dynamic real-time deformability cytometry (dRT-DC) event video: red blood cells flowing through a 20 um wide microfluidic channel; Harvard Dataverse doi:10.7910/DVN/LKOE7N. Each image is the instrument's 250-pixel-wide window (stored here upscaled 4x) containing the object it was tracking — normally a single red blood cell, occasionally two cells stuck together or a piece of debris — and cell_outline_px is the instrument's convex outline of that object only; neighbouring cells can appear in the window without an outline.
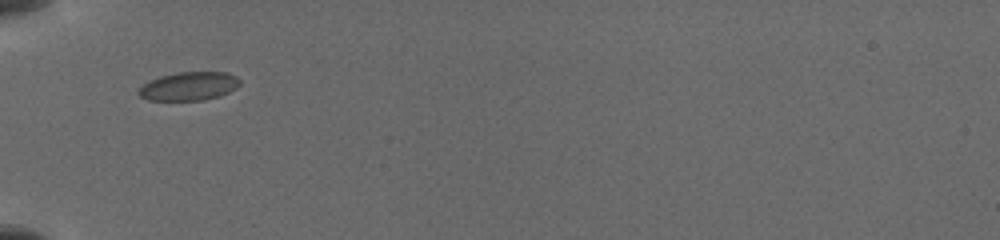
{"species": "common noctule bat (a hibernating species)", "species_latin": "Nyctalus noctula", "temperature_condition": "cold", "stored_images_in_passage": 3, "camera_frame_rate_fps": 3000, "um_per_image_px": 0.085, "animal": {"sex": "female", "body_mass_g": 19.5, "forearm_length_mm": 54.1}, "frame": {"image": 1, "passage_image": 1, "time_ms": 0.0, "image_size_px": [1000, 240], "cell_outline_px": [[240, 84], [236, 88], [220, 96], [204, 100], [148, 100], [140, 96], [136, 92], [136, 88], [160, 76], [176, 72], [228, 72], [236, 76], [240, 80]], "centroid_in_image_um": [16.05, 7.32], "position_along_channel_um": 68.9, "area_um2": 16.94}}